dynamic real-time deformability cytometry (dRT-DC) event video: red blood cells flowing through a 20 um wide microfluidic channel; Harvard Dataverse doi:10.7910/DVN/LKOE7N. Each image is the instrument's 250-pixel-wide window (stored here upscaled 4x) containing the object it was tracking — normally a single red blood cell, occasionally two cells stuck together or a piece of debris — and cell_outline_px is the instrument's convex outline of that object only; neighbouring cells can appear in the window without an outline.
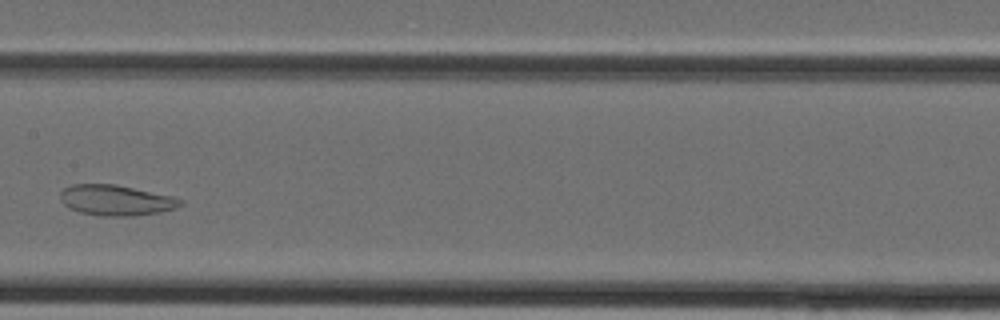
{"species": "Egyptian fruit bat (a non-hibernating species)", "species_latin": "Rousettus aegyptiacus", "temperature_condition": "cold", "stored_images_in_passage": 33, "camera_frame_rate_fps": 3000, "um_per_image_px": 0.085, "animal": {"sex": "female"}, "frame": {"image": 1, "passage_image": 14, "time_ms": 4.333, "image_size_px": [1000, 320], "cell_outline_px": [[184, 204], [176, 208], [160, 212], [132, 216], [100, 216], [80, 212], [68, 208], [60, 200], [60, 192], [64, 188], [72, 184], [112, 184], [172, 196], [184, 200]], "centroid_in_image_um": [9.85, 17.03], "position_along_channel_um": 197.6, "area_um2": 21.39}}
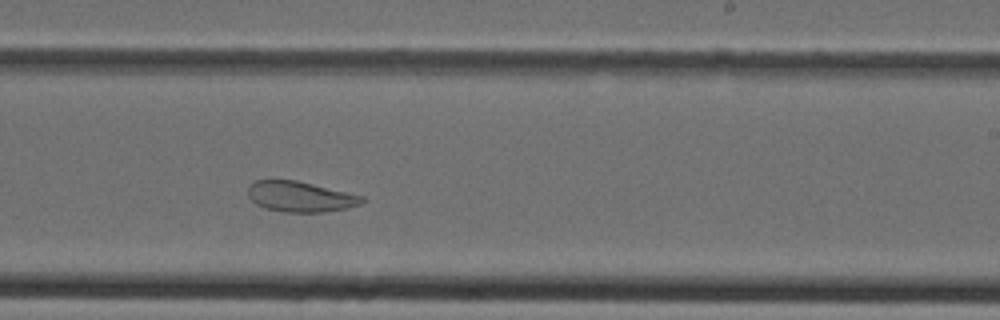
{"frame": {"image": 2, "passage_image": 18, "time_ms": 5.667, "image_size_px": [1000, 320], "cell_outline_px": [[364, 200], [360, 204], [348, 208], [324, 212], [284, 212], [264, 208], [256, 204], [248, 196], [248, 184], [256, 180], [296, 180], [364, 196]], "centroid_in_image_um": [25.5, 16.72], "position_along_channel_um": 263.5, "area_um2": 20.29}}
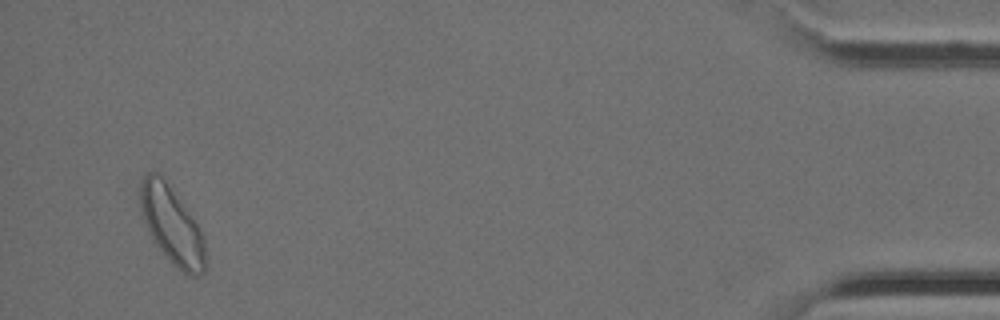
{"frame": {"image": 3, "passage_image": 32, "time_ms": 10.333, "image_size_px": [1000, 320], "cell_outline_px": [[204, 272], [200, 276], [188, 276], [168, 260], [156, 244], [148, 232], [144, 220], [140, 204], [140, 180], [148, 172], [152, 172], [160, 176], [164, 180], [188, 212], [204, 236]], "centroid_in_image_um": [14.59, 19.19], "position_along_channel_um": 420.6, "area_um2": 28.61}}